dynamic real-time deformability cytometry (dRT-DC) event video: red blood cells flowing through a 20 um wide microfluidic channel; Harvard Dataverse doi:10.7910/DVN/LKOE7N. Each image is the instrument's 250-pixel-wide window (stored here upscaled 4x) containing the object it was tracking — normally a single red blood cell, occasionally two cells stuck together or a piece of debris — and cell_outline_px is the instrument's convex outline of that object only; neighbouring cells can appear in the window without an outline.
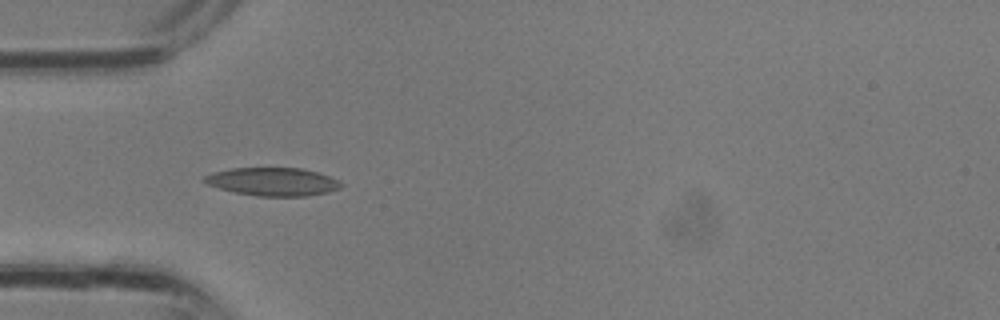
{"species": "common noctule bat (a hibernating species)", "species_latin": "Nyctalus noctula", "temperature_condition": "room temperature", "stored_images_in_passage": 21, "camera_frame_rate_fps": 3000, "um_per_image_px": 0.085, "animal": {"sex": "male", "body_mass_g": 13.3}, "frame": {"image": 1, "passage_image": 3, "time_ms": 0.667, "image_size_px": [1000, 320], "cell_outline_px": [[344, 184], [340, 188], [328, 192], [308, 196], [256, 196], [236, 192], [220, 188], [208, 184], [200, 180], [204, 176], [212, 172], [232, 168], [300, 168], [320, 172], [340, 180]], "centroid_in_image_um": [23.22, 15.44], "position_along_channel_um": 61.8, "area_um2": 22.6}}
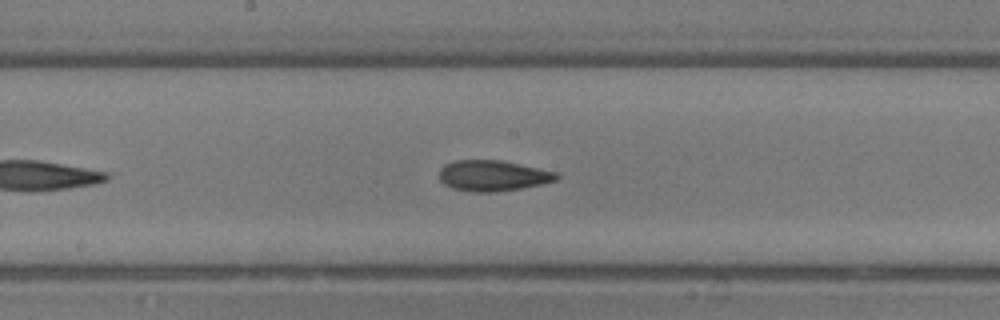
{"frame": {"image": 2, "passage_image": 10, "time_ms": 3.0, "image_size_px": [1000, 320], "cell_outline_px": [[560, 176], [556, 180], [540, 184], [520, 188], [496, 192], [472, 192], [452, 188], [444, 184], [440, 180], [440, 168], [444, 164], [456, 160], [500, 160], [560, 172]], "centroid_in_image_um": [41.9, 14.93], "position_along_channel_um": 206.3, "area_um2": 21.1}}
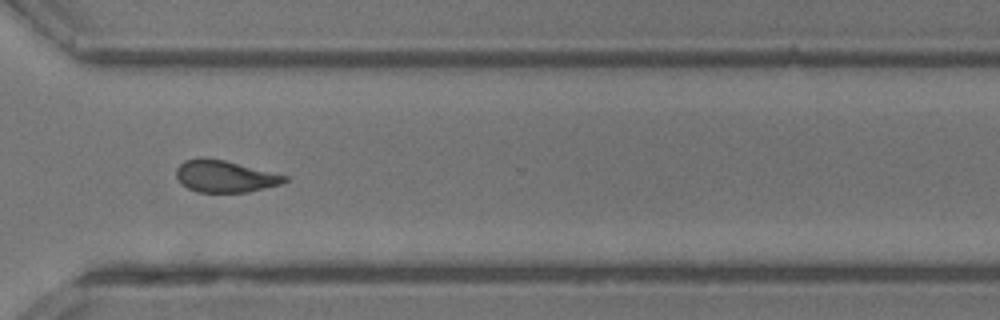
{"frame": {"image": 3, "passage_image": 17, "time_ms": 5.333, "image_size_px": [1000, 320], "cell_outline_px": [[288, 180], [280, 184], [248, 192], [196, 192], [180, 184], [176, 176], [176, 168], [184, 160], [200, 156], [224, 160], [288, 176]], "centroid_in_image_um": [19.06, 14.98], "position_along_channel_um": 351.5, "area_um2": 20.23}}